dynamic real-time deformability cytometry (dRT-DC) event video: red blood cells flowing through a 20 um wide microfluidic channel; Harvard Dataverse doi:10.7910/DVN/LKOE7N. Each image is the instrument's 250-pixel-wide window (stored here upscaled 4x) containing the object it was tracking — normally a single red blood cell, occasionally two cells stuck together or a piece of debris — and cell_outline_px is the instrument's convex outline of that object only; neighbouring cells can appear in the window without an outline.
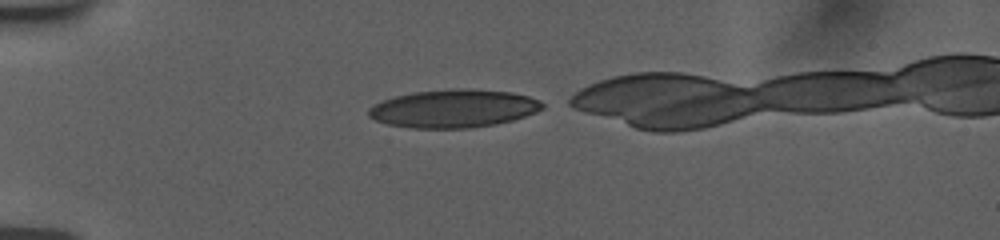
{"species": "human", "species_latin": "Homo sapiens", "temperature_condition": "room temperature", "stored_images_in_passage": 34, "camera_frame_rate_fps": 3000, "um_per_image_px": 0.085, "donor": {"sex": "female"}, "frame": {"image": 1, "passage_image": 1, "time_ms": 0.0, "image_size_px": [1000, 240], "cell_outline_px": [[544, 108], [536, 112], [512, 120], [496, 124], [468, 128], [412, 128], [388, 124], [376, 120], [368, 116], [368, 108], [380, 100], [412, 92], [452, 88], [468, 88], [512, 92], [528, 96], [540, 100], [544, 104]], "centroid_in_image_um": [38.55, 9.21], "position_along_channel_um": 46.4, "area_um2": 38.78}}
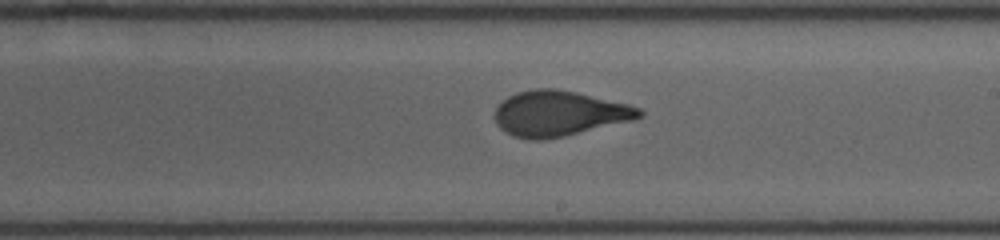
{"frame": {"image": 2, "passage_image": 19, "time_ms": 6.0, "image_size_px": [1000, 240], "cell_outline_px": [[644, 116], [632, 120], [564, 136], [544, 140], [528, 140], [512, 136], [500, 128], [496, 124], [492, 116], [496, 108], [508, 96], [516, 92], [536, 88], [556, 88], [576, 92], [628, 104], [640, 108], [644, 112]], "centroid_in_image_um": [47.48, 9.65], "position_along_channel_um": 241.5, "area_um2": 38.32}}
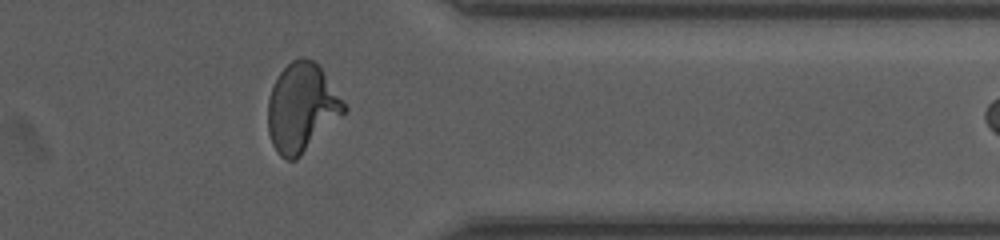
{"frame": {"image": 3, "passage_image": 31, "time_ms": 10.0, "image_size_px": [1000, 240], "cell_outline_px": [[348, 108], [296, 160], [288, 160], [280, 156], [276, 152], [272, 144], [268, 132], [268, 100], [272, 88], [280, 72], [292, 60], [300, 56], [304, 56], [312, 60], [320, 68]], "centroid_in_image_um": [25.61, 9.16], "position_along_channel_um": 385.8, "area_um2": 38.55}}